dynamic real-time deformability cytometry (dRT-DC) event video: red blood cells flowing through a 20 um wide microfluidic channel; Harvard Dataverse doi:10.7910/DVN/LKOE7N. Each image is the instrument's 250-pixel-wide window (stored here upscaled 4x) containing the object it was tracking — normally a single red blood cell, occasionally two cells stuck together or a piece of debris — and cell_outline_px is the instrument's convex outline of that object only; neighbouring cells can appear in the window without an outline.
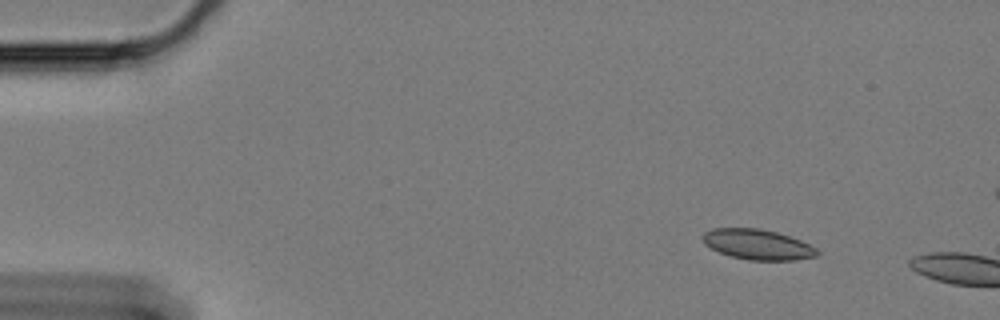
{"species": "Egyptian fruit bat (a non-hibernating species)", "species_latin": "Rousettus aegyptiacus", "temperature_condition": "cold", "stored_images_in_passage": 14, "camera_frame_rate_fps": 3000, "um_per_image_px": 0.085, "animal": {"sex": "female"}, "frame": {"image": 1, "passage_image": 7, "time_ms": 2.0, "image_size_px": [1000, 320], "cell_outline_px": [[820, 256], [796, 260], [748, 260], [732, 256], [720, 252], [704, 244], [704, 232], [712, 228], [760, 228], [776, 232], [800, 240], [816, 248], [820, 252]], "centroid_in_image_um": [64.44, 20.78], "position_along_channel_um": 20.6, "area_um2": 20.11}}